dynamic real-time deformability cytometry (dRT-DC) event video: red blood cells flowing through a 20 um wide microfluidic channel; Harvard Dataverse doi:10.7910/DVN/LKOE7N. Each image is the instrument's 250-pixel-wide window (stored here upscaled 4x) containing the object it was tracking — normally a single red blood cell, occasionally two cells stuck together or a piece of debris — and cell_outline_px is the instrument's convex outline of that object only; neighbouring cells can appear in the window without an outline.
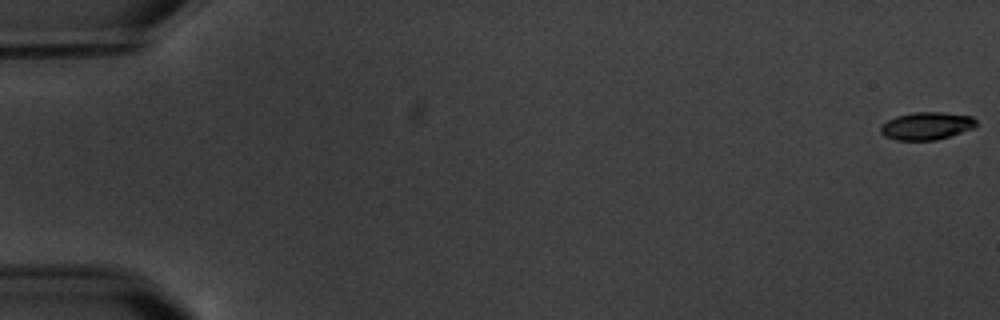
{"species": "common noctule bat (a hibernating species)", "species_latin": "Nyctalus noctula", "temperature_condition": "warm", "stored_images_in_passage": 6, "camera_frame_rate_fps": 3000, "um_per_image_px": 0.085, "animal": {"sex": "male", "body_mass_g": 20.1, "forearm_length_mm": 53.5}, "frame": {"image": 1, "passage_image": 1, "time_ms": 0.0, "image_size_px": [1000, 320], "cell_outline_px": [[976, 124], [972, 128], [936, 140], [896, 140], [884, 136], [880, 132], [880, 128], [888, 120], [896, 116], [916, 112], [940, 112], [972, 116], [976, 120]], "centroid_in_image_um": [78.73, 10.7], "position_along_channel_um": 6.3, "area_um2": 15.14}}
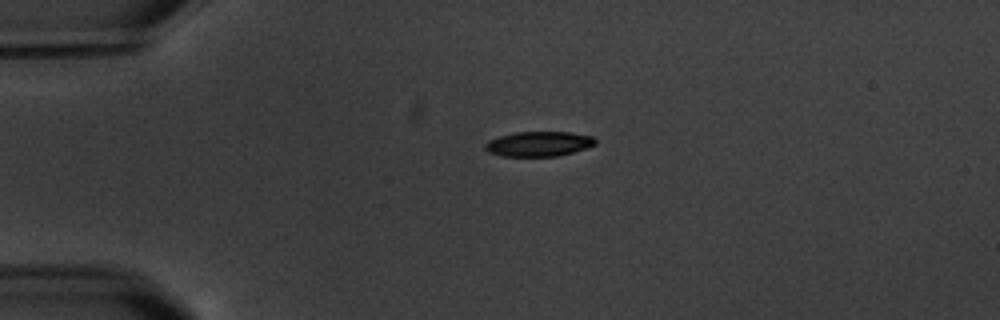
{"frame": {"image": 2, "passage_image": 5, "time_ms": 4.667, "image_size_px": [1000, 320], "cell_outline_px": [[596, 144], [572, 152], [556, 156], [500, 156], [488, 152], [484, 148], [484, 144], [488, 140], [512, 132], [572, 132], [592, 136], [596, 140]], "centroid_in_image_um": [45.75, 12.22], "position_along_channel_um": 39.3, "area_um2": 16.01}}